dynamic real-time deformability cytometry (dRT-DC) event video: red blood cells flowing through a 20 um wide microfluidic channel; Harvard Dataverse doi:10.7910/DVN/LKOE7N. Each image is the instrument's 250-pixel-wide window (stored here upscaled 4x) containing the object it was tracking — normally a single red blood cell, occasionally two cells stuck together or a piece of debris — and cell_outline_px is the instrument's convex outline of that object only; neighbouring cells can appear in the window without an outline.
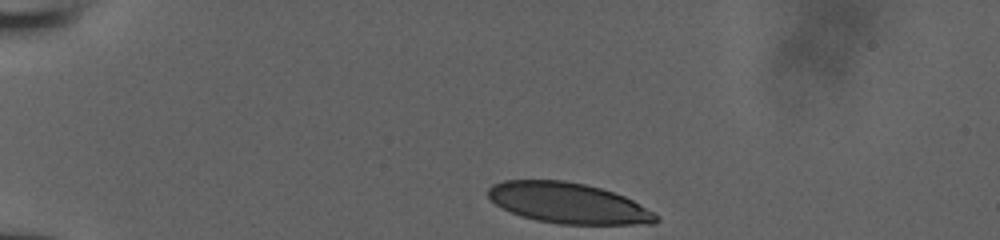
{"species": "human", "species_latin": "Homo sapiens", "temperature_condition": "room temperature", "stored_images_in_passage": 10, "camera_frame_rate_fps": 3000, "um_per_image_px": 0.085, "donor": {"sex": "male"}, "frame": {"image": 1, "passage_image": 1, "time_ms": 0.0, "image_size_px": [1000, 240], "cell_outline_px": [[660, 220], [652, 224], [560, 224], [536, 220], [512, 212], [496, 204], [488, 196], [488, 188], [492, 184], [504, 180], [564, 180], [584, 184], [600, 188], [624, 196], [656, 212], [660, 216]], "centroid_in_image_um": [48.34, 17.26], "position_along_channel_um": 36.7, "area_um2": 39.65}}
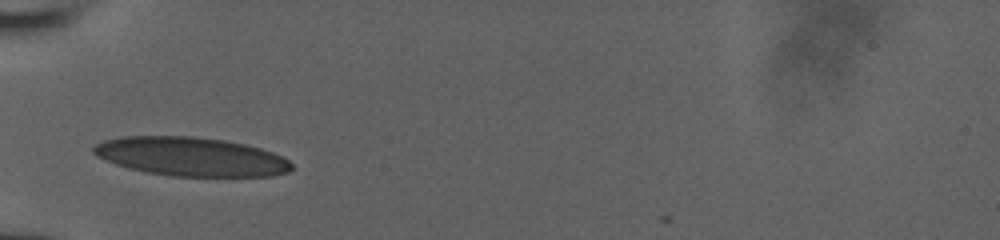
{"frame": {"image": 2, "passage_image": 7, "time_ms": 2.0, "image_size_px": [1000, 240], "cell_outline_px": [[292, 168], [288, 172], [272, 176], [172, 176], [148, 172], [128, 168], [116, 164], [96, 156], [92, 152], [92, 148], [96, 144], [104, 140], [124, 136], [192, 136], [224, 140], [244, 144], [260, 148], [272, 152], [288, 160], [292, 164]], "centroid_in_image_um": [16.21, 13.31], "position_along_channel_um": 68.8, "area_um2": 44.68}}
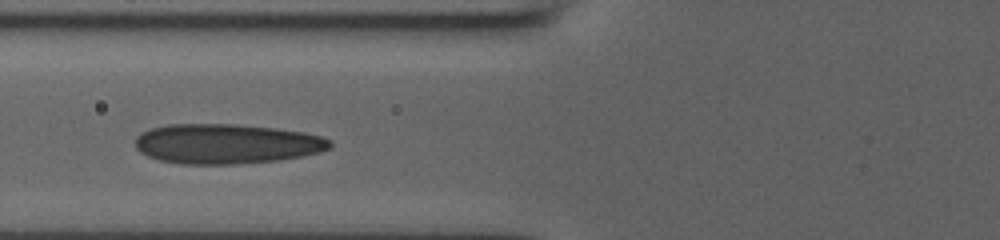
{"frame": {"image": 3, "passage_image": 9, "time_ms": 2.667, "image_size_px": [1000, 240], "cell_outline_px": [[332, 148], [320, 152], [280, 160], [236, 164], [180, 164], [160, 160], [148, 156], [140, 152], [136, 148], [136, 136], [140, 132], [152, 128], [168, 124], [236, 124], [276, 128], [304, 132], [320, 136], [332, 140]], "centroid_in_image_um": [19.26, 12.22], "position_along_channel_um": 106.5, "area_um2": 45.49}}